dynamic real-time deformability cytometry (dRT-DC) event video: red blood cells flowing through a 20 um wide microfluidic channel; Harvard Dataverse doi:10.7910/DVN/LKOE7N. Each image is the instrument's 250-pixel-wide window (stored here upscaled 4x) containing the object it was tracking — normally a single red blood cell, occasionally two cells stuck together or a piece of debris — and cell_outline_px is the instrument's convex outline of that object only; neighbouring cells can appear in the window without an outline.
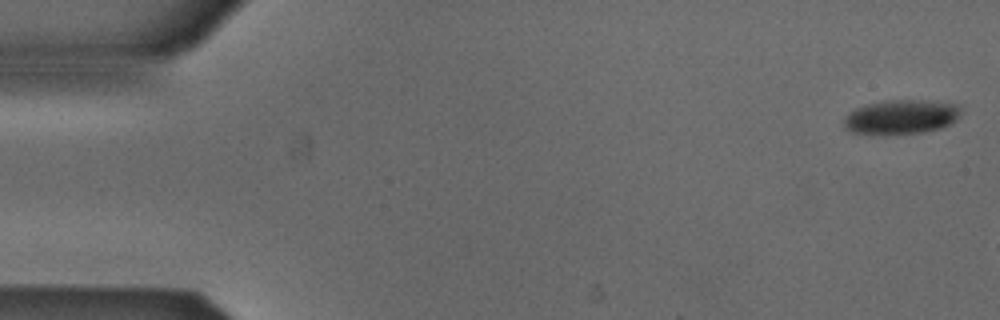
{"species": "Egyptian fruit bat (a non-hibernating species)", "species_latin": "Rousettus aegyptiacus", "temperature_condition": "cold", "stored_images_in_passage": 3, "camera_frame_rate_fps": 3000, "um_per_image_px": 0.085, "animal": {"sex": "male"}, "frame": {"image": 1, "passage_image": 1, "time_ms": 0.0, "image_size_px": [1000, 320], "cell_outline_px": [[960, 116], [952, 124], [940, 128], [920, 132], [856, 132], [848, 128], [844, 124], [844, 120], [848, 112], [856, 108], [868, 104], [888, 100], [920, 100], [956, 104], [960, 108]], "centroid_in_image_um": [76.66, 9.89], "position_along_channel_um": 8.3, "area_um2": 22.48}}